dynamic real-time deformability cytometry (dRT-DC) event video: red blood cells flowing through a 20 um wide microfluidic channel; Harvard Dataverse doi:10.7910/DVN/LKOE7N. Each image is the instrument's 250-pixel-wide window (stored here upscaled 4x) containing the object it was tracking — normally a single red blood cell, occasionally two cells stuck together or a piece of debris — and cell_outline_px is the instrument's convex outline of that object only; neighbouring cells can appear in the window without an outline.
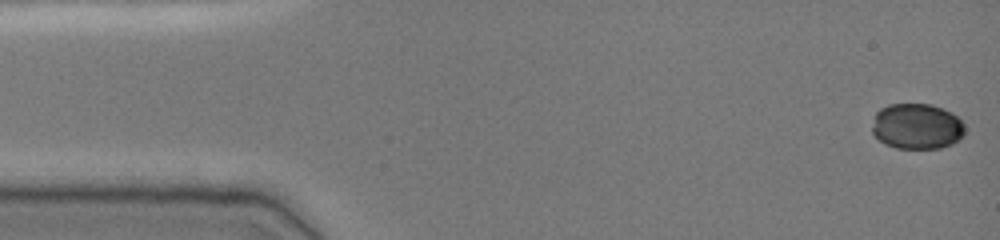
{"species": "common noctule bat (a hibernating species)", "species_latin": "Nyctalus noctula", "temperature_condition": "cold", "stored_images_in_passage": 48, "camera_frame_rate_fps": 3000, "um_per_image_px": 0.085, "animal": {"sex": "female", "body_mass_g": 19.0, "forearm_length_mm": 51.5}, "frame": {"image": 1, "passage_image": 1, "time_ms": 0.0, "image_size_px": [1000, 240], "cell_outline_px": [[964, 136], [960, 140], [952, 144], [940, 148], [896, 148], [884, 144], [872, 132], [872, 128], [876, 112], [880, 108], [888, 104], [928, 104], [952, 112], [964, 124]], "centroid_in_image_um": [77.94, 10.74], "position_along_channel_um": 7.1, "area_um2": 24.74}}
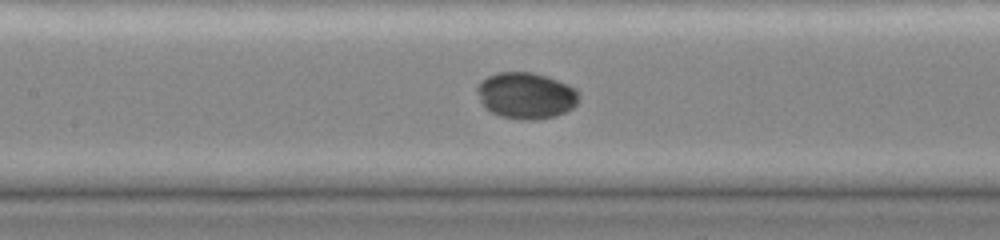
{"frame": {"image": 2, "passage_image": 22, "time_ms": 7.0, "image_size_px": [1000, 240], "cell_outline_px": [[576, 104], [572, 108], [556, 116], [532, 120], [524, 120], [500, 116], [484, 108], [476, 92], [476, 88], [480, 80], [496, 72], [532, 72], [568, 84], [576, 88]], "centroid_in_image_um": [44.65, 8.12], "position_along_channel_um": 162.8, "area_um2": 27.4}}
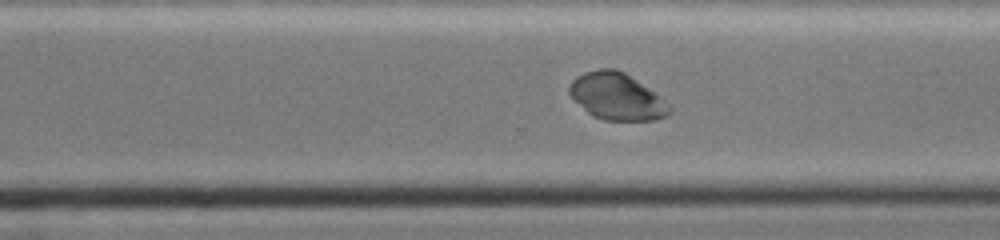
{"frame": {"image": 3, "passage_image": 34, "time_ms": 11.0, "image_size_px": [1000, 240], "cell_outline_px": [[668, 112], [664, 116], [656, 120], [604, 120], [592, 116], [568, 92], [568, 84], [576, 76], [584, 72], [600, 68], [616, 68], [624, 72], [652, 92], [668, 108]], "centroid_in_image_um": [52.31, 8.18], "position_along_channel_um": 318.3, "area_um2": 26.41}, "authors_computed_cell_mechanics": {"area_um2": 27.166, "velocity_mm_per_s": 3.8983, "shape_relaxation_time_tau1_ms": 1.8611, "shape_relaxation_time_tau2_ms": null, "deformation_change_tau1": 0.055, "deformation_change_tau2": null}}